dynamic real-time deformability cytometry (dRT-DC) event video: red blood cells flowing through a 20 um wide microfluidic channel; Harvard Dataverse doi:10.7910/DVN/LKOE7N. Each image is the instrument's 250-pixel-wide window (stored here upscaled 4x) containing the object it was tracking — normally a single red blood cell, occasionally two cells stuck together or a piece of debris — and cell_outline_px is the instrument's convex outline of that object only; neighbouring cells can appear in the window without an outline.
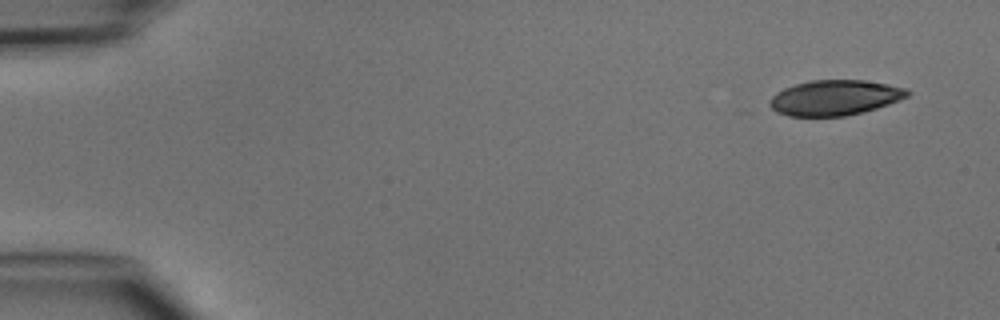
{"species": "common noctule bat (a hibernating species)", "species_latin": "Nyctalus noctula", "temperature_condition": "cold", "stored_images_in_passage": 5, "camera_frame_rate_fps": 3000, "um_per_image_px": 0.085, "animal": {"sex": "male", "body_mass_g": 15.6}, "frame": {"image": 1, "passage_image": 1, "time_ms": 0.0, "image_size_px": [1000, 320], "cell_outline_px": [[912, 92], [908, 96], [900, 100], [864, 112], [844, 116], [788, 116], [776, 112], [768, 108], [768, 100], [776, 92], [784, 88], [796, 84], [812, 80], [864, 80], [888, 84], [908, 88]], "centroid_in_image_um": [70.95, 8.31], "position_along_channel_um": 14.1, "area_um2": 28.61}}
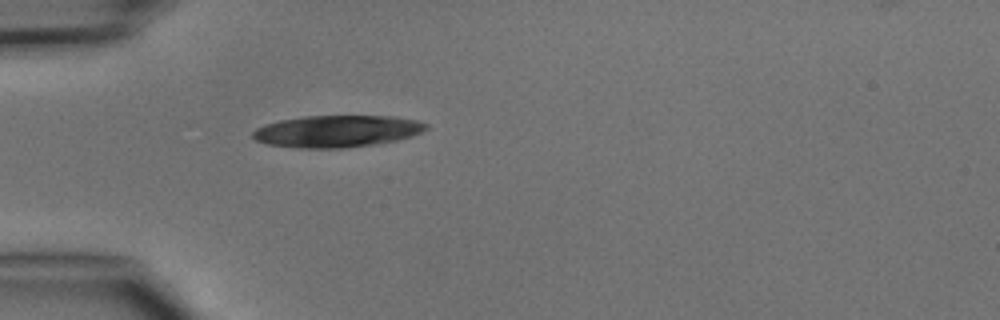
{"frame": {"image": 2, "passage_image": 4, "time_ms": 3.667, "image_size_px": [1000, 320], "cell_outline_px": [[428, 128], [412, 136], [396, 140], [372, 144], [340, 148], [300, 148], [268, 144], [256, 140], [252, 136], [252, 132], [256, 128], [264, 124], [280, 120], [304, 116], [392, 116], [416, 120], [428, 124]], "centroid_in_image_um": [28.62, 11.15], "position_along_channel_um": 56.4, "area_um2": 32.02}}